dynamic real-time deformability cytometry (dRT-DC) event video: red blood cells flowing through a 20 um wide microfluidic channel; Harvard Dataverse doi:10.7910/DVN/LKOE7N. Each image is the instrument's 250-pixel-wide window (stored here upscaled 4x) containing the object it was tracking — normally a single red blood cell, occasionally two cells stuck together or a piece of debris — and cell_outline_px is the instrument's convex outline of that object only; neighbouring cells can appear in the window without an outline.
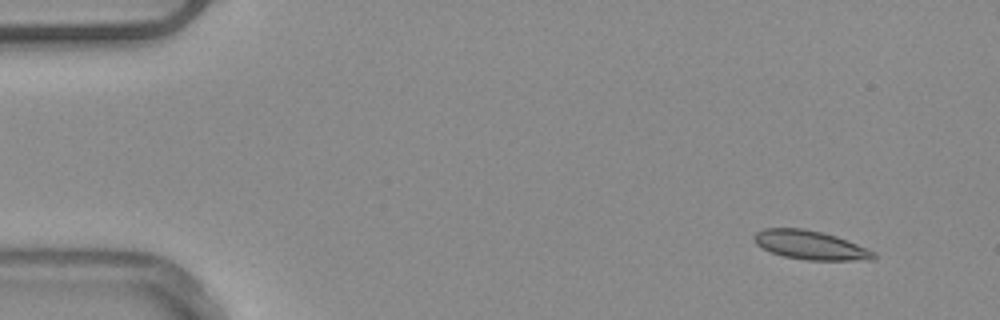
{"species": "common noctule bat (a hibernating species)", "species_latin": "Nyctalus noctula", "temperature_condition": "warm", "stored_images_in_passage": 53, "camera_frame_rate_fps": 3000, "um_per_image_px": 0.085, "animal": {"sex": "male", "body_mass_g": 20.4}, "frame": {"image": 1, "passage_image": 4, "time_ms": 1.0, "image_size_px": [1000, 320], "cell_outline_px": [[876, 256], [872, 260], [808, 260], [784, 256], [772, 252], [756, 244], [752, 240], [752, 236], [756, 232], [764, 228], [804, 228], [836, 236], [876, 252]], "centroid_in_image_um": [68.86, 20.83], "position_along_channel_um": 16.1, "area_um2": 20.0}}
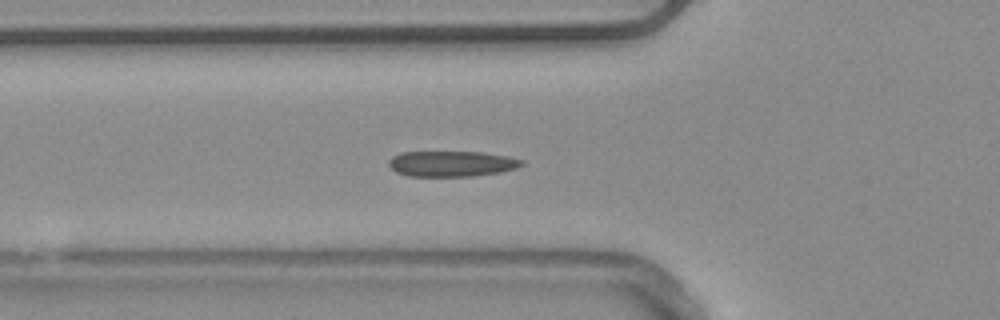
{"frame": {"image": 2, "passage_image": 18, "time_ms": 5.667, "image_size_px": [1000, 320], "cell_outline_px": [[524, 164], [516, 168], [500, 172], [472, 176], [408, 176], [396, 172], [388, 164], [388, 160], [392, 156], [400, 152], [484, 152], [508, 156], [524, 160]], "centroid_in_image_um": [38.39, 13.91], "position_along_channel_um": 87.4, "area_um2": 19.94}}
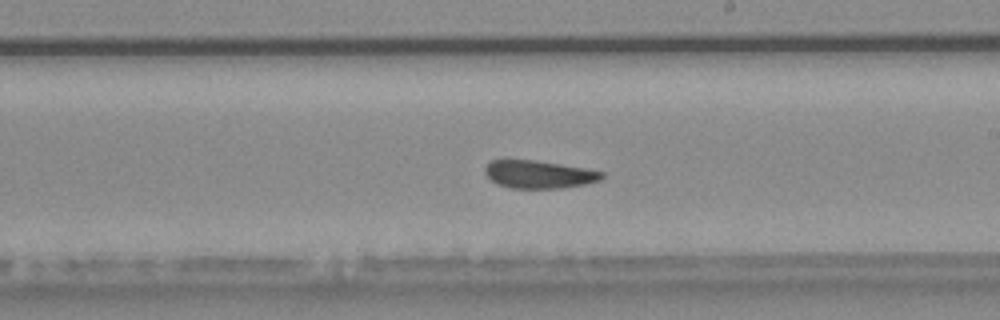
{"frame": {"image": 3, "passage_image": 30, "time_ms": 9.667, "image_size_px": [1000, 320], "cell_outline_px": [[604, 176], [600, 180], [584, 184], [560, 188], [512, 188], [500, 184], [492, 180], [484, 172], [484, 168], [492, 160], [536, 160], [584, 168], [604, 172]], "centroid_in_image_um": [45.82, 14.81], "position_along_channel_um": 243.2, "area_um2": 18.67}, "authors_computed_cell_mechanics": {"area_um2": 19.8254, "velocity_mm_per_s": 3.8781, "shape_relaxation_time_tau1_ms": 5.9601, "shape_relaxation_time_tau2_ms": 2.2481, "deformation_change_tau1": 0.1356, "deformation_change_tau2": 0.0812}}